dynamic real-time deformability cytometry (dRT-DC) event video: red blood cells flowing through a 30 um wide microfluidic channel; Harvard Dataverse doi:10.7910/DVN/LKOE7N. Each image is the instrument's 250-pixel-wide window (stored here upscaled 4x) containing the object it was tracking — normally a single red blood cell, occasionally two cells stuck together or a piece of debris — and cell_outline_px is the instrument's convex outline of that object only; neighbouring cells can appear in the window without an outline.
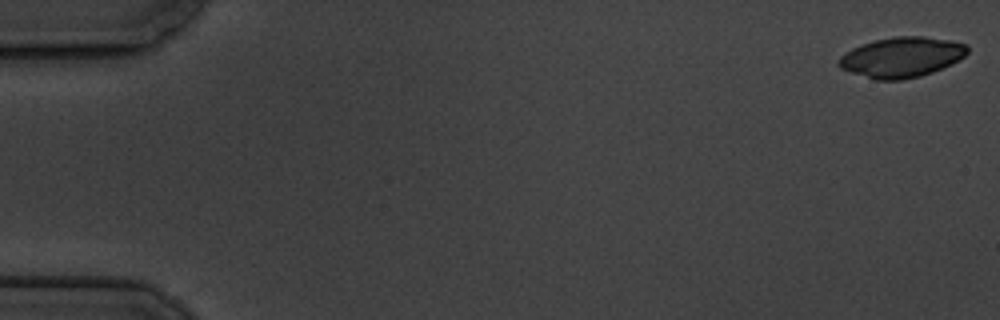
{"species": "common noctule bat (a hibernating species)", "species_latin": "Nyctalus noctula", "temperature_condition": "cold", "stored_images_in_passage": 6, "camera_frame_rate_fps": 3000, "um_per_image_px": 0.085, "animal": {"sex": "male", "body_mass_g": 19.5, "forearm_length_mm": 54.6}, "frame": {"image": 1, "passage_image": 1, "time_ms": 0.0, "image_size_px": [1000, 320], "cell_outline_px": [[968, 52], [964, 56], [952, 64], [932, 72], [920, 76], [900, 80], [876, 80], [840, 68], [836, 64], [840, 56], [852, 48], [876, 40], [896, 36], [924, 36], [952, 40], [968, 44]], "centroid_in_image_um": [76.66, 4.85], "position_along_channel_um": 8.3, "area_um2": 30.11}}